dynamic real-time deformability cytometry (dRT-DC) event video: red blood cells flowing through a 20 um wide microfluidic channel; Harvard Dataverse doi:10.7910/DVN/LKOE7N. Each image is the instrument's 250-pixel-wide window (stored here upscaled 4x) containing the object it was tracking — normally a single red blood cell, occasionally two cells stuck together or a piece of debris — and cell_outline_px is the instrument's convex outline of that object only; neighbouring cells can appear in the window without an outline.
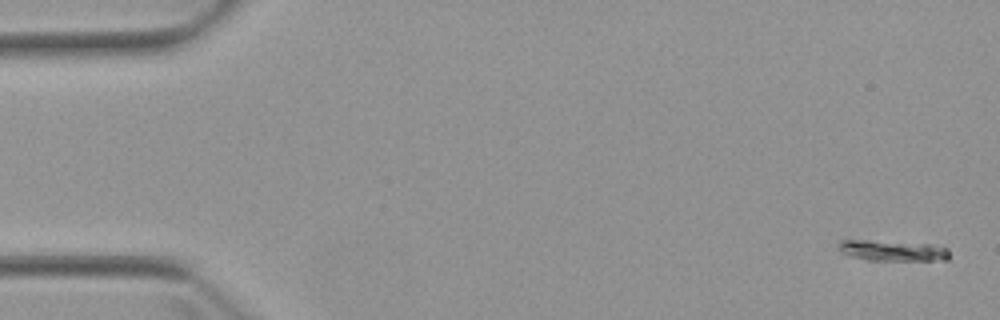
{"species": "Egyptian fruit bat (a non-hibernating species)", "species_latin": "Rousettus aegyptiacus", "temperature_condition": "warm", "stored_images_in_passage": 5, "camera_frame_rate_fps": 3000, "um_per_image_px": 0.085, "animal": {"sex": "female"}, "frame": {"image": 1, "passage_image": 1, "time_ms": 0.0, "image_size_px": [1000, 320], "cell_outline_px": [[948, 260], [868, 260], [852, 256], [840, 252], [840, 240], [868, 240], [928, 244], [948, 248]], "centroid_in_image_um": [75.88, 21.3], "position_along_channel_um": 9.1, "area_um2": 13.12}}